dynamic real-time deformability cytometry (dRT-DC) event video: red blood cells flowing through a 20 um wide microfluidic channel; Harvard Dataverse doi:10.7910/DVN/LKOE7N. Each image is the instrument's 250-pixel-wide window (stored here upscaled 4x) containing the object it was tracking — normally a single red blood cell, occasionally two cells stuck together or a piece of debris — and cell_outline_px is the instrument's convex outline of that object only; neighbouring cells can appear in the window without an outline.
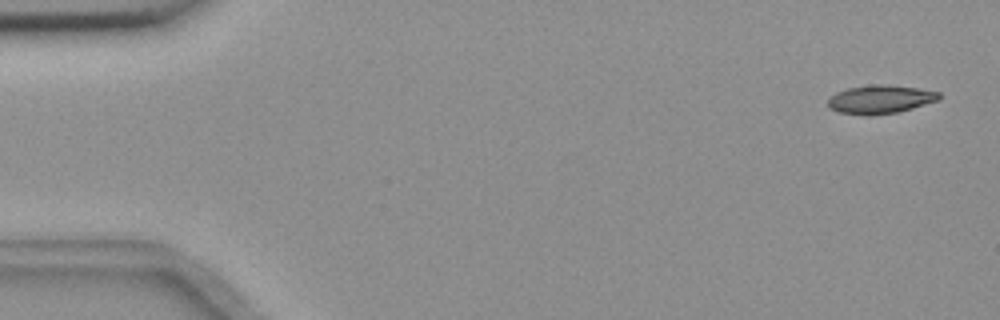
{"species": "common noctule bat (a hibernating species)", "species_latin": "Nyctalus noctula", "temperature_condition": "room temperature", "stored_images_in_passage": 55, "camera_frame_rate_fps": 3000, "um_per_image_px": 0.085, "animal": {"sex": "female", "body_mass_g": 18.4}, "frame": {"image": 1, "passage_image": 2, "time_ms": 0.333, "image_size_px": [1000, 320], "cell_outline_px": [[940, 100], [912, 108], [896, 112], [868, 116], [840, 112], [828, 108], [828, 100], [836, 92], [848, 88], [872, 84], [888, 84], [916, 88], [940, 92]], "centroid_in_image_um": [74.82, 8.44], "position_along_channel_um": 10.2, "area_um2": 18.44}}
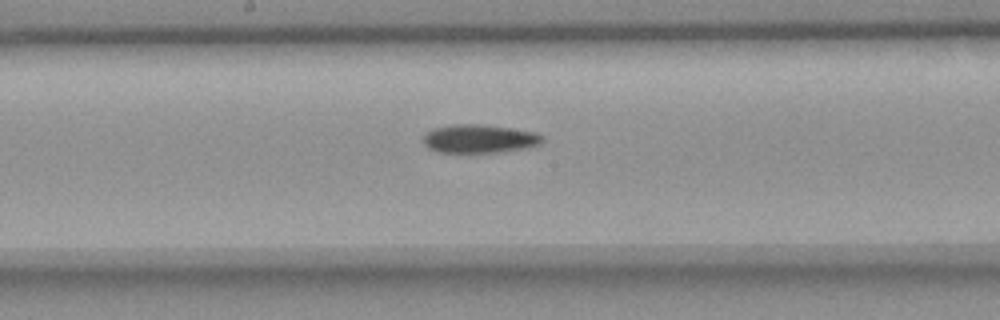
{"frame": {"image": 2, "passage_image": 29, "time_ms": 9.333, "image_size_px": [1000, 320], "cell_outline_px": [[540, 144], [520, 148], [496, 152], [440, 152], [428, 148], [424, 144], [424, 136], [432, 128], [452, 124], [480, 124], [536, 132], [540, 136]], "centroid_in_image_um": [40.66, 11.78], "position_along_channel_um": 207.5, "area_um2": 19.25}}
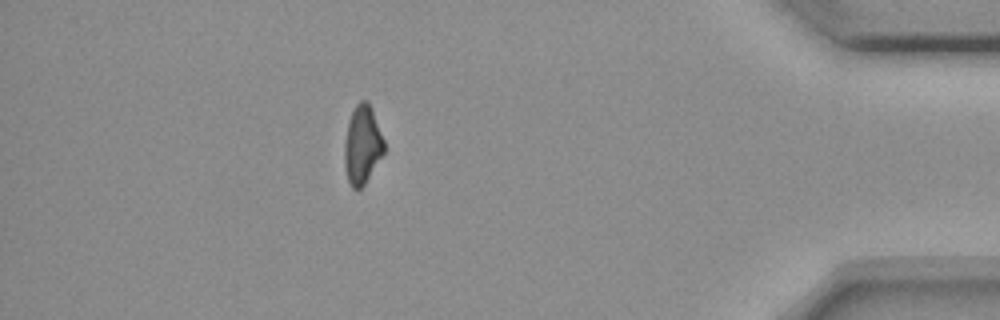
{"frame": {"image": 3, "passage_image": 49, "time_ms": 16.0, "image_size_px": [1000, 320], "cell_outline_px": [[384, 152], [364, 184], [360, 188], [352, 188], [348, 180], [344, 164], [344, 144], [348, 124], [352, 112], [356, 104], [360, 100], [368, 100], [372, 108], [384, 140]], "centroid_in_image_um": [30.79, 12.28], "position_along_channel_um": 404.4, "area_um2": 17.92}}